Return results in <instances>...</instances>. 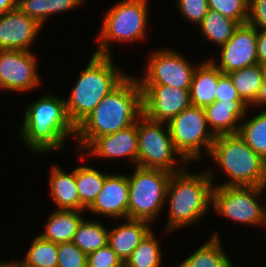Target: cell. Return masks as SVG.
Segmentation results:
<instances>
[{
	"instance_id": "6da1fadb",
	"label": "cell",
	"mask_w": 266,
	"mask_h": 267,
	"mask_svg": "<svg viewBox=\"0 0 266 267\" xmlns=\"http://www.w3.org/2000/svg\"><path fill=\"white\" fill-rule=\"evenodd\" d=\"M143 115L142 90L137 77L127 76L107 94L76 127L79 150L100 136L116 133L135 124Z\"/></svg>"
},
{
	"instance_id": "7a4b0ae2",
	"label": "cell",
	"mask_w": 266,
	"mask_h": 267,
	"mask_svg": "<svg viewBox=\"0 0 266 267\" xmlns=\"http://www.w3.org/2000/svg\"><path fill=\"white\" fill-rule=\"evenodd\" d=\"M42 97L26 107L19 132L29 150L44 154L63 149L65 139L76 135V127L69 119L65 99L50 92Z\"/></svg>"
},
{
	"instance_id": "3957f363",
	"label": "cell",
	"mask_w": 266,
	"mask_h": 267,
	"mask_svg": "<svg viewBox=\"0 0 266 267\" xmlns=\"http://www.w3.org/2000/svg\"><path fill=\"white\" fill-rule=\"evenodd\" d=\"M211 170L190 174L184 170L172 173L166 191L169 202L166 233L198 222L212 204L214 188Z\"/></svg>"
},
{
	"instance_id": "277c9868",
	"label": "cell",
	"mask_w": 266,
	"mask_h": 267,
	"mask_svg": "<svg viewBox=\"0 0 266 267\" xmlns=\"http://www.w3.org/2000/svg\"><path fill=\"white\" fill-rule=\"evenodd\" d=\"M112 56L93 54L89 63L80 73L66 109L70 121L77 127L128 75L115 68Z\"/></svg>"
},
{
	"instance_id": "5b68a950",
	"label": "cell",
	"mask_w": 266,
	"mask_h": 267,
	"mask_svg": "<svg viewBox=\"0 0 266 267\" xmlns=\"http://www.w3.org/2000/svg\"><path fill=\"white\" fill-rule=\"evenodd\" d=\"M209 155L229 177L214 186H266V161L238 134L216 136Z\"/></svg>"
},
{
	"instance_id": "8992f818",
	"label": "cell",
	"mask_w": 266,
	"mask_h": 267,
	"mask_svg": "<svg viewBox=\"0 0 266 267\" xmlns=\"http://www.w3.org/2000/svg\"><path fill=\"white\" fill-rule=\"evenodd\" d=\"M147 0H122L111 7L104 17L98 39V48L94 52L108 55L113 41L134 42L143 40L148 21Z\"/></svg>"
},
{
	"instance_id": "52a82bcc",
	"label": "cell",
	"mask_w": 266,
	"mask_h": 267,
	"mask_svg": "<svg viewBox=\"0 0 266 267\" xmlns=\"http://www.w3.org/2000/svg\"><path fill=\"white\" fill-rule=\"evenodd\" d=\"M171 175L165 170L136 166L134 173L128 175V218L149 223L155 220L166 202Z\"/></svg>"
},
{
	"instance_id": "ba28073f",
	"label": "cell",
	"mask_w": 266,
	"mask_h": 267,
	"mask_svg": "<svg viewBox=\"0 0 266 267\" xmlns=\"http://www.w3.org/2000/svg\"><path fill=\"white\" fill-rule=\"evenodd\" d=\"M164 125H166L165 130L163 129ZM137 132V166L161 169L171 173H177L183 170L180 167L179 169L175 167L177 160L174 155L179 156L178 160L181 158L180 161L185 165L187 161L176 150L167 123L155 122L142 115L137 120Z\"/></svg>"
},
{
	"instance_id": "9c48e42d",
	"label": "cell",
	"mask_w": 266,
	"mask_h": 267,
	"mask_svg": "<svg viewBox=\"0 0 266 267\" xmlns=\"http://www.w3.org/2000/svg\"><path fill=\"white\" fill-rule=\"evenodd\" d=\"M167 124L176 150L187 162L199 160L202 146L210 153L216 136L208 130L204 108L191 105Z\"/></svg>"
},
{
	"instance_id": "30bf717a",
	"label": "cell",
	"mask_w": 266,
	"mask_h": 267,
	"mask_svg": "<svg viewBox=\"0 0 266 267\" xmlns=\"http://www.w3.org/2000/svg\"><path fill=\"white\" fill-rule=\"evenodd\" d=\"M265 186H214L212 205L217 214L247 225H266V206L257 201ZM256 198V199H255Z\"/></svg>"
},
{
	"instance_id": "8fae6325",
	"label": "cell",
	"mask_w": 266,
	"mask_h": 267,
	"mask_svg": "<svg viewBox=\"0 0 266 267\" xmlns=\"http://www.w3.org/2000/svg\"><path fill=\"white\" fill-rule=\"evenodd\" d=\"M146 67L144 78H137L140 85H166L182 89H190L196 69L183 55L168 49L153 52Z\"/></svg>"
},
{
	"instance_id": "7c38bea8",
	"label": "cell",
	"mask_w": 266,
	"mask_h": 267,
	"mask_svg": "<svg viewBox=\"0 0 266 267\" xmlns=\"http://www.w3.org/2000/svg\"><path fill=\"white\" fill-rule=\"evenodd\" d=\"M37 64L31 51L0 50V90L20 93L38 87Z\"/></svg>"
},
{
	"instance_id": "4fadbf2b",
	"label": "cell",
	"mask_w": 266,
	"mask_h": 267,
	"mask_svg": "<svg viewBox=\"0 0 266 267\" xmlns=\"http://www.w3.org/2000/svg\"><path fill=\"white\" fill-rule=\"evenodd\" d=\"M143 115L155 122L168 123L191 106L190 89L166 85H140Z\"/></svg>"
},
{
	"instance_id": "5bb4252c",
	"label": "cell",
	"mask_w": 266,
	"mask_h": 267,
	"mask_svg": "<svg viewBox=\"0 0 266 267\" xmlns=\"http://www.w3.org/2000/svg\"><path fill=\"white\" fill-rule=\"evenodd\" d=\"M220 65L211 62L224 74L258 64L257 29L244 23L236 29L233 36L222 46Z\"/></svg>"
},
{
	"instance_id": "9a60e30c",
	"label": "cell",
	"mask_w": 266,
	"mask_h": 267,
	"mask_svg": "<svg viewBox=\"0 0 266 267\" xmlns=\"http://www.w3.org/2000/svg\"><path fill=\"white\" fill-rule=\"evenodd\" d=\"M41 27L18 8L0 15V50L30 51Z\"/></svg>"
},
{
	"instance_id": "2e32d148",
	"label": "cell",
	"mask_w": 266,
	"mask_h": 267,
	"mask_svg": "<svg viewBox=\"0 0 266 267\" xmlns=\"http://www.w3.org/2000/svg\"><path fill=\"white\" fill-rule=\"evenodd\" d=\"M128 205V176L123 174H109L105 178L101 192L86 211H92L116 219H127Z\"/></svg>"
},
{
	"instance_id": "e0dca14e",
	"label": "cell",
	"mask_w": 266,
	"mask_h": 267,
	"mask_svg": "<svg viewBox=\"0 0 266 267\" xmlns=\"http://www.w3.org/2000/svg\"><path fill=\"white\" fill-rule=\"evenodd\" d=\"M87 149L91 155L99 156L100 158L128 157L133 164L137 165V122L116 133L97 137Z\"/></svg>"
},
{
	"instance_id": "ac0fdd59",
	"label": "cell",
	"mask_w": 266,
	"mask_h": 267,
	"mask_svg": "<svg viewBox=\"0 0 266 267\" xmlns=\"http://www.w3.org/2000/svg\"><path fill=\"white\" fill-rule=\"evenodd\" d=\"M248 106L243 100L229 102L214 101L204 108L209 128L215 136L238 134L240 125L237 122L244 119Z\"/></svg>"
},
{
	"instance_id": "d6986e66",
	"label": "cell",
	"mask_w": 266,
	"mask_h": 267,
	"mask_svg": "<svg viewBox=\"0 0 266 267\" xmlns=\"http://www.w3.org/2000/svg\"><path fill=\"white\" fill-rule=\"evenodd\" d=\"M127 221L108 232L107 244L125 263L135 248L151 231L150 223L127 218Z\"/></svg>"
},
{
	"instance_id": "ffe728a7",
	"label": "cell",
	"mask_w": 266,
	"mask_h": 267,
	"mask_svg": "<svg viewBox=\"0 0 266 267\" xmlns=\"http://www.w3.org/2000/svg\"><path fill=\"white\" fill-rule=\"evenodd\" d=\"M224 73L210 60L196 67L190 86L191 105L205 108L215 101L218 79Z\"/></svg>"
},
{
	"instance_id": "44dd1931",
	"label": "cell",
	"mask_w": 266,
	"mask_h": 267,
	"mask_svg": "<svg viewBox=\"0 0 266 267\" xmlns=\"http://www.w3.org/2000/svg\"><path fill=\"white\" fill-rule=\"evenodd\" d=\"M50 192L58 209L85 211L80 203L75 181V169L71 173L62 171L59 166L53 165L50 170Z\"/></svg>"
},
{
	"instance_id": "7402d4cb",
	"label": "cell",
	"mask_w": 266,
	"mask_h": 267,
	"mask_svg": "<svg viewBox=\"0 0 266 267\" xmlns=\"http://www.w3.org/2000/svg\"><path fill=\"white\" fill-rule=\"evenodd\" d=\"M84 211L57 209L49 215L45 232L40 236L54 243L72 242L83 218Z\"/></svg>"
},
{
	"instance_id": "603a6c76",
	"label": "cell",
	"mask_w": 266,
	"mask_h": 267,
	"mask_svg": "<svg viewBox=\"0 0 266 267\" xmlns=\"http://www.w3.org/2000/svg\"><path fill=\"white\" fill-rule=\"evenodd\" d=\"M176 267H233L217 233Z\"/></svg>"
},
{
	"instance_id": "cb8c5ba5",
	"label": "cell",
	"mask_w": 266,
	"mask_h": 267,
	"mask_svg": "<svg viewBox=\"0 0 266 267\" xmlns=\"http://www.w3.org/2000/svg\"><path fill=\"white\" fill-rule=\"evenodd\" d=\"M84 2L85 0H18L17 8L43 27L51 14L72 10Z\"/></svg>"
},
{
	"instance_id": "d4e9b609",
	"label": "cell",
	"mask_w": 266,
	"mask_h": 267,
	"mask_svg": "<svg viewBox=\"0 0 266 267\" xmlns=\"http://www.w3.org/2000/svg\"><path fill=\"white\" fill-rule=\"evenodd\" d=\"M241 99L251 106L263 85L262 65L255 64L227 74Z\"/></svg>"
},
{
	"instance_id": "484cf974",
	"label": "cell",
	"mask_w": 266,
	"mask_h": 267,
	"mask_svg": "<svg viewBox=\"0 0 266 267\" xmlns=\"http://www.w3.org/2000/svg\"><path fill=\"white\" fill-rule=\"evenodd\" d=\"M239 26L238 21L224 17L221 13L210 9L198 25L202 36L218 46L225 44Z\"/></svg>"
},
{
	"instance_id": "4316f807",
	"label": "cell",
	"mask_w": 266,
	"mask_h": 267,
	"mask_svg": "<svg viewBox=\"0 0 266 267\" xmlns=\"http://www.w3.org/2000/svg\"><path fill=\"white\" fill-rule=\"evenodd\" d=\"M109 173L100 172L87 166L75 168V181L80 203L87 209L101 192Z\"/></svg>"
},
{
	"instance_id": "83f0119b",
	"label": "cell",
	"mask_w": 266,
	"mask_h": 267,
	"mask_svg": "<svg viewBox=\"0 0 266 267\" xmlns=\"http://www.w3.org/2000/svg\"><path fill=\"white\" fill-rule=\"evenodd\" d=\"M108 232L109 229L101 222L83 219L72 242L84 253L89 254L107 245Z\"/></svg>"
},
{
	"instance_id": "f1b7e54d",
	"label": "cell",
	"mask_w": 266,
	"mask_h": 267,
	"mask_svg": "<svg viewBox=\"0 0 266 267\" xmlns=\"http://www.w3.org/2000/svg\"><path fill=\"white\" fill-rule=\"evenodd\" d=\"M162 251L154 231H150L125 261L126 267H160Z\"/></svg>"
},
{
	"instance_id": "f546056e",
	"label": "cell",
	"mask_w": 266,
	"mask_h": 267,
	"mask_svg": "<svg viewBox=\"0 0 266 267\" xmlns=\"http://www.w3.org/2000/svg\"><path fill=\"white\" fill-rule=\"evenodd\" d=\"M238 135L259 156L266 161V113L259 112L240 124Z\"/></svg>"
},
{
	"instance_id": "4dcf8cb0",
	"label": "cell",
	"mask_w": 266,
	"mask_h": 267,
	"mask_svg": "<svg viewBox=\"0 0 266 267\" xmlns=\"http://www.w3.org/2000/svg\"><path fill=\"white\" fill-rule=\"evenodd\" d=\"M57 243L36 236L25 259L19 261L22 267H57Z\"/></svg>"
},
{
	"instance_id": "1f68e13d",
	"label": "cell",
	"mask_w": 266,
	"mask_h": 267,
	"mask_svg": "<svg viewBox=\"0 0 266 267\" xmlns=\"http://www.w3.org/2000/svg\"><path fill=\"white\" fill-rule=\"evenodd\" d=\"M210 10L234 19L240 24L248 22L250 0H207Z\"/></svg>"
},
{
	"instance_id": "d6a6232c",
	"label": "cell",
	"mask_w": 266,
	"mask_h": 267,
	"mask_svg": "<svg viewBox=\"0 0 266 267\" xmlns=\"http://www.w3.org/2000/svg\"><path fill=\"white\" fill-rule=\"evenodd\" d=\"M57 267H87V254L73 242L57 244Z\"/></svg>"
},
{
	"instance_id": "836d02e7",
	"label": "cell",
	"mask_w": 266,
	"mask_h": 267,
	"mask_svg": "<svg viewBox=\"0 0 266 267\" xmlns=\"http://www.w3.org/2000/svg\"><path fill=\"white\" fill-rule=\"evenodd\" d=\"M176 5L185 19L196 25L209 11L207 0H177Z\"/></svg>"
},
{
	"instance_id": "e575fe53",
	"label": "cell",
	"mask_w": 266,
	"mask_h": 267,
	"mask_svg": "<svg viewBox=\"0 0 266 267\" xmlns=\"http://www.w3.org/2000/svg\"><path fill=\"white\" fill-rule=\"evenodd\" d=\"M123 265L124 262L108 244L87 254V267H122Z\"/></svg>"
},
{
	"instance_id": "d590c367",
	"label": "cell",
	"mask_w": 266,
	"mask_h": 267,
	"mask_svg": "<svg viewBox=\"0 0 266 267\" xmlns=\"http://www.w3.org/2000/svg\"><path fill=\"white\" fill-rule=\"evenodd\" d=\"M233 100L242 99L234 87L230 77L227 74H223L218 79V84L215 91V101L229 102Z\"/></svg>"
},
{
	"instance_id": "8d00e7d4",
	"label": "cell",
	"mask_w": 266,
	"mask_h": 267,
	"mask_svg": "<svg viewBox=\"0 0 266 267\" xmlns=\"http://www.w3.org/2000/svg\"><path fill=\"white\" fill-rule=\"evenodd\" d=\"M248 23L256 29H266V0H250Z\"/></svg>"
},
{
	"instance_id": "74e56055",
	"label": "cell",
	"mask_w": 266,
	"mask_h": 267,
	"mask_svg": "<svg viewBox=\"0 0 266 267\" xmlns=\"http://www.w3.org/2000/svg\"><path fill=\"white\" fill-rule=\"evenodd\" d=\"M257 59L258 64H266V29H257Z\"/></svg>"
},
{
	"instance_id": "f35d334b",
	"label": "cell",
	"mask_w": 266,
	"mask_h": 267,
	"mask_svg": "<svg viewBox=\"0 0 266 267\" xmlns=\"http://www.w3.org/2000/svg\"><path fill=\"white\" fill-rule=\"evenodd\" d=\"M17 8V0H0V15Z\"/></svg>"
},
{
	"instance_id": "ab89813d",
	"label": "cell",
	"mask_w": 266,
	"mask_h": 267,
	"mask_svg": "<svg viewBox=\"0 0 266 267\" xmlns=\"http://www.w3.org/2000/svg\"><path fill=\"white\" fill-rule=\"evenodd\" d=\"M259 106V105H265L266 106V83H263V85L261 86V88L259 89V93L257 95V98L255 100V102L252 104V106ZM262 112L266 113V109L262 110Z\"/></svg>"
},
{
	"instance_id": "60d3db41",
	"label": "cell",
	"mask_w": 266,
	"mask_h": 267,
	"mask_svg": "<svg viewBox=\"0 0 266 267\" xmlns=\"http://www.w3.org/2000/svg\"><path fill=\"white\" fill-rule=\"evenodd\" d=\"M0 267H22V265L18 261H10L0 263Z\"/></svg>"
},
{
	"instance_id": "b9f144b4",
	"label": "cell",
	"mask_w": 266,
	"mask_h": 267,
	"mask_svg": "<svg viewBox=\"0 0 266 267\" xmlns=\"http://www.w3.org/2000/svg\"><path fill=\"white\" fill-rule=\"evenodd\" d=\"M263 82L266 83V64L262 65Z\"/></svg>"
}]
</instances>
